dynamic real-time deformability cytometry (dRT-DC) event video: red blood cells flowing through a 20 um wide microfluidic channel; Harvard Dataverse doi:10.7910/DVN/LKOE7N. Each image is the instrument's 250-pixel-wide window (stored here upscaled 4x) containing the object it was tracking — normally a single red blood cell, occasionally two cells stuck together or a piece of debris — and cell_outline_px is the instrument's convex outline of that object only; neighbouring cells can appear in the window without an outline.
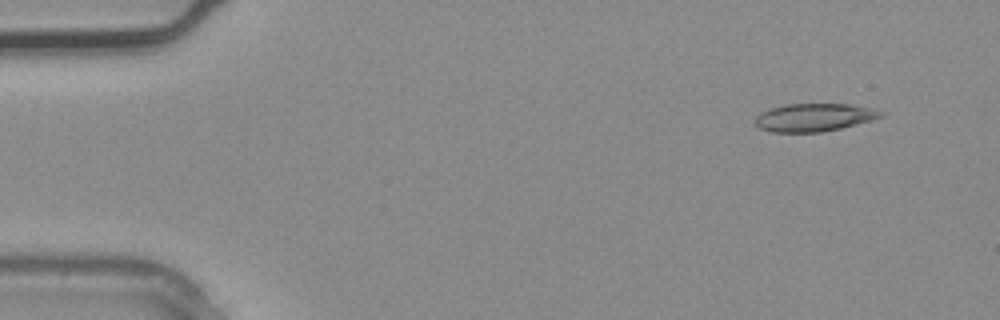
{"species": "common noctule bat (a hibernating species)", "species_latin": "Nyctalus noctula", "temperature_condition": "warm", "stored_images_in_passage": 2, "camera_frame_rate_fps": 3000, "um_per_image_px": 0.085, "animal": {"sex": "male", "body_mass_g": 20.4}, "frame": {"image": 1, "passage_image": 1, "time_ms": 0.0, "image_size_px": [1000, 320], "cell_outline_px": [[884, 116], [872, 120], [840, 128], [820, 132], [772, 132], [760, 128], [756, 124], [756, 116], [760, 112], [784, 104], [852, 104], [884, 112]], "centroid_in_image_um": [69.19, 9.97], "position_along_channel_um": 15.8, "area_um2": 20.29}}